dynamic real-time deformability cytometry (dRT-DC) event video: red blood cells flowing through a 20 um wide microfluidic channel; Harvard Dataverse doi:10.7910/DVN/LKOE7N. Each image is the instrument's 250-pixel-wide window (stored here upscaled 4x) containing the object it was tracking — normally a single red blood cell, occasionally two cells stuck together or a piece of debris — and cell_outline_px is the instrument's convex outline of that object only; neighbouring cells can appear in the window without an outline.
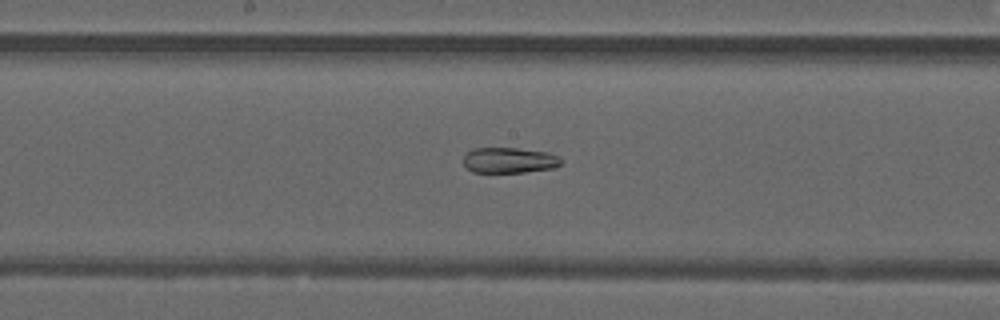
{"species": "common noctule bat (a hibernating species)", "species_latin": "Nyctalus noctula", "temperature_condition": "warm", "stored_images_in_passage": 49, "segment_of_instrument_passage": [2, 2], "camera_frame_rate_fps": 3000, "um_per_image_px": 0.085, "animal": {"sex": "male", "forearm_length_mm": 52.5}, "frame": {"image": 1, "passage_image": 26, "time_ms": 8.333, "image_size_px": [1000, 320], "cell_outline_px": [[560, 164], [556, 168], [524, 172], [472, 172], [464, 164], [464, 156], [472, 148], [516, 148], [548, 152], [560, 156]], "centroid_in_image_um": [43.31, 13.62], "position_along_channel_um": 204.9, "area_um2": 14.57}}
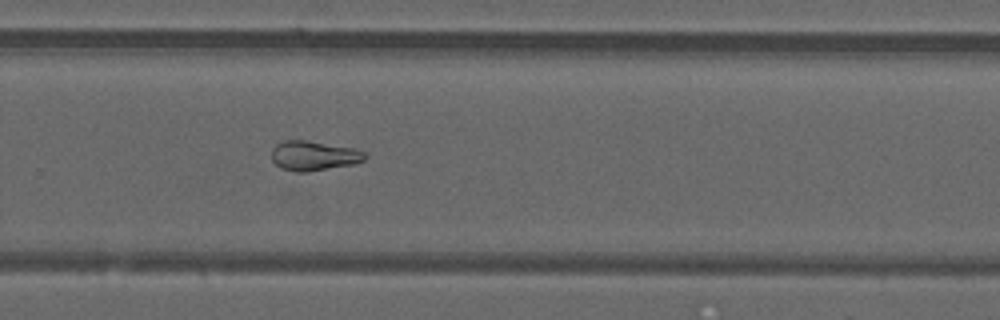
{"frame": {"image": 2, "passage_image": 33, "time_ms": 10.667, "image_size_px": [1000, 320], "cell_outline_px": [[368, 156], [364, 160], [356, 164], [308, 172], [292, 172], [280, 168], [272, 160], [272, 148], [276, 144], [284, 140], [304, 140], [356, 148], [364, 152]], "centroid_in_image_um": [26.68, 13.25], "position_along_channel_um": 303.1, "area_um2": 16.42}}
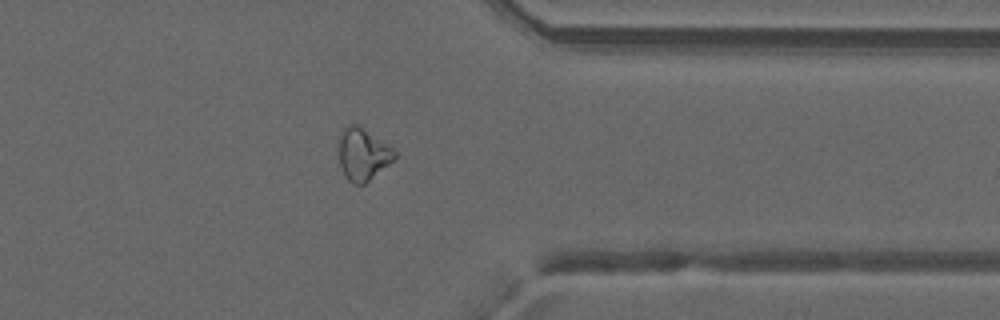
{"frame": {"image": 3, "passage_image": 39, "time_ms": 12.667, "image_size_px": [1000, 320], "cell_outline_px": [[396, 156], [388, 164], [364, 184], [352, 184], [348, 180], [340, 164], [336, 140], [340, 132], [348, 124], [356, 124], [392, 148], [396, 152]], "centroid_in_image_um": [30.77, 13.09], "position_along_channel_um": 380.6, "area_um2": 16.76}}